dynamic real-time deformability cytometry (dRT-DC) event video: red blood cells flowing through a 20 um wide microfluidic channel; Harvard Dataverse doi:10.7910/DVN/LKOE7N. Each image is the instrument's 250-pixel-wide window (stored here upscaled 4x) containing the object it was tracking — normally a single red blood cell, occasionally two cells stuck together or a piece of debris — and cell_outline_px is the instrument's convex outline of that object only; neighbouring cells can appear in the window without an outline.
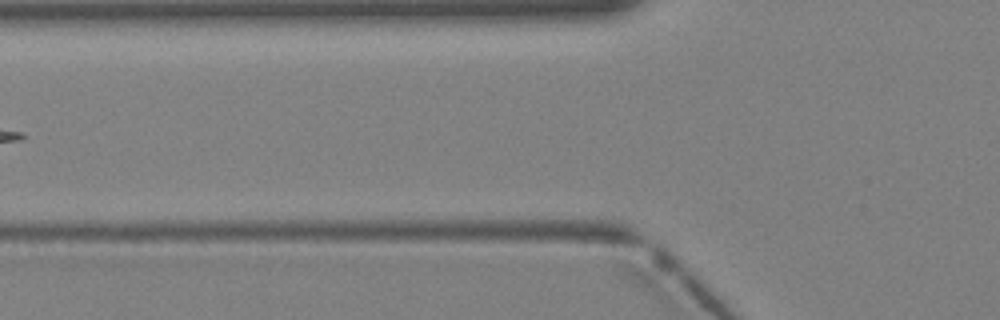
{"species": "Egyptian fruit bat (a non-hibernating species)", "species_latin": "Rousettus aegyptiacus", "temperature_condition": "warm", "stored_images_in_passage": 7, "camera_frame_rate_fps": 3000, "um_per_image_px": 0.085, "animal": {"sex": "female"}, "frame": {"image": 1, "passage_image": 5, "time_ms": 1.333, "image_size_px": [1000, 320], "cell_outline_px": [[576, 116], [524, 120], [448, 120], [436, 116], [444, 112], [456, 108], [532, 104], [556, 104], [572, 108]], "centroid_in_image_um": [43.26, 9.57], "position_along_channel_um": 82.5, "area_um2": 12.6}}